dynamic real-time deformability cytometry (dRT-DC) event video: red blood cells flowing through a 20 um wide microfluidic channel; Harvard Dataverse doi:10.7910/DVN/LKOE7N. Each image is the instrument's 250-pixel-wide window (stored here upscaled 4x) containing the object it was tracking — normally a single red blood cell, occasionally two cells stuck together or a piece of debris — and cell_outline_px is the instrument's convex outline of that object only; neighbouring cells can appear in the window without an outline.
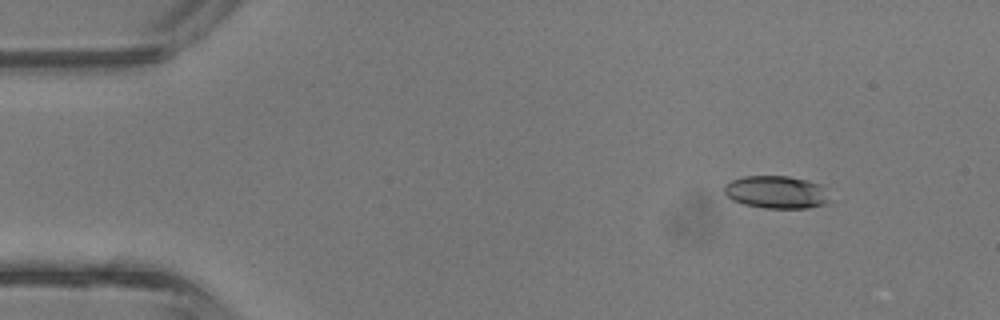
{"species": "common noctule bat (a hibernating species)", "species_latin": "Nyctalus noctula", "temperature_condition": "room temperature", "stored_images_in_passage": 5, "camera_frame_rate_fps": 3000, "um_per_image_px": 0.085, "animal": {"sex": "male", "body_mass_g": 13.3}, "frame": {"image": 1, "passage_image": 2, "time_ms": 0.333, "image_size_px": [1000, 320], "cell_outline_px": [[832, 200], [824, 204], [808, 208], [764, 208], [744, 204], [732, 200], [724, 192], [724, 184], [732, 180], [744, 176], [788, 176], [808, 180], [820, 184]], "centroid_in_image_um": [66.0, 16.33], "position_along_channel_um": 19.0, "area_um2": 20.17}}
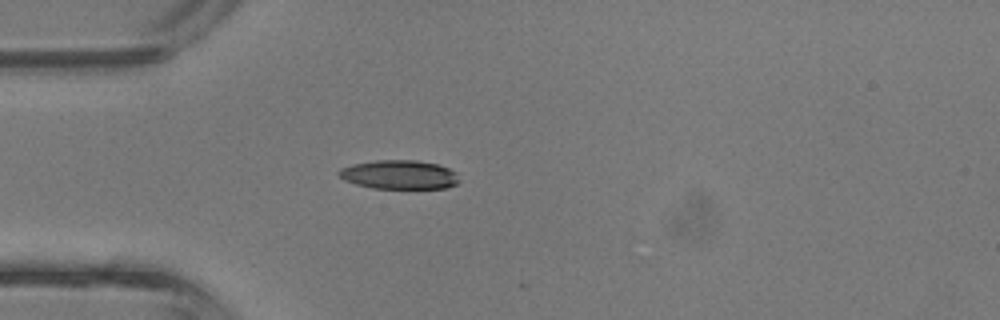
{"frame": {"image": 2, "passage_image": 4, "time_ms": 1.0, "image_size_px": [1000, 320], "cell_outline_px": [[460, 180], [456, 184], [444, 188], [372, 188], [356, 184], [344, 180], [336, 172], [340, 168], [352, 164], [376, 160], [416, 160], [440, 164], [456, 172]], "centroid_in_image_um": [33.94, 14.83], "position_along_channel_um": 51.1, "area_um2": 20.4}}